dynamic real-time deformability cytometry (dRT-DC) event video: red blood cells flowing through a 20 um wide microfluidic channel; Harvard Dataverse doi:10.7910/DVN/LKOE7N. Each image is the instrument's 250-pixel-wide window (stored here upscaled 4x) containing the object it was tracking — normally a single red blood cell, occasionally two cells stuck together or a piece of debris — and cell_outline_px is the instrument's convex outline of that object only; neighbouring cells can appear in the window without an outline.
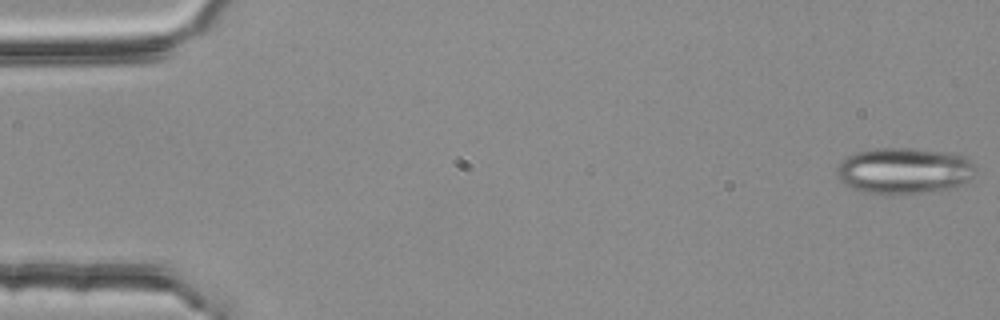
{"species": "common noctule bat (a hibernating species)", "species_latin": "Nyctalus noctula", "temperature_condition": "room temperature", "stored_images_in_passage": 53, "camera_frame_rate_fps": 3000, "um_per_image_px": 0.085, "animal": {"sex": "female", "body_mass_g": 25.1}, "frame": {"image": 1, "passage_image": 1, "time_ms": 0.0, "image_size_px": [1000, 320], "cell_outline_px": [[976, 168], [972, 176], [968, 180], [952, 188], [892, 196], [868, 192], [852, 188], [844, 184], [836, 176], [836, 172], [840, 160], [856, 152], [876, 148], [916, 148], [948, 152], [964, 156], [972, 160], [976, 164]], "centroid_in_image_um": [76.84, 14.51], "position_along_channel_um": 8.2, "area_um2": 37.8}}
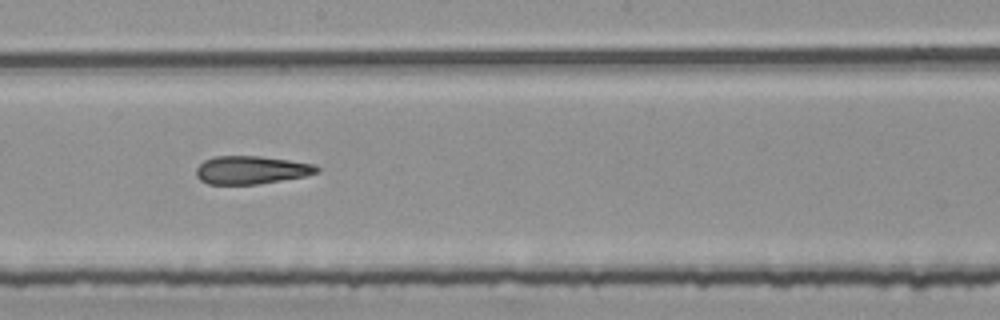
{"frame": {"image": 2, "passage_image": 30, "time_ms": 9.667, "image_size_px": [1000, 320], "cell_outline_px": [[320, 168], [316, 172], [304, 176], [256, 184], [208, 184], [200, 180], [196, 176], [196, 168], [204, 160], [212, 156], [260, 156], [316, 164]], "centroid_in_image_um": [21.31, 14.44], "position_along_channel_um": 226.9, "area_um2": 19.65}}
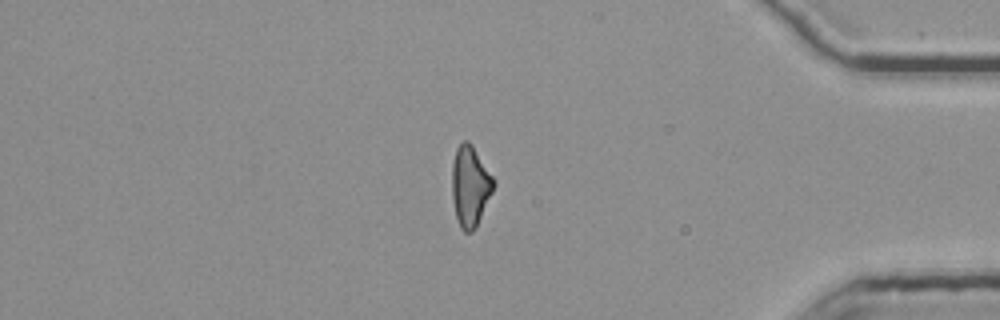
{"frame": {"image": 3, "passage_image": 46, "time_ms": 15.0, "image_size_px": [1000, 320], "cell_outline_px": [[496, 184], [476, 228], [472, 232], [464, 232], [460, 228], [456, 216], [452, 200], [452, 164], [456, 148], [464, 140], [468, 140], [472, 144], [496, 180]], "centroid_in_image_um": [39.97, 15.82], "position_along_channel_um": 395.2, "area_um2": 19.83}}